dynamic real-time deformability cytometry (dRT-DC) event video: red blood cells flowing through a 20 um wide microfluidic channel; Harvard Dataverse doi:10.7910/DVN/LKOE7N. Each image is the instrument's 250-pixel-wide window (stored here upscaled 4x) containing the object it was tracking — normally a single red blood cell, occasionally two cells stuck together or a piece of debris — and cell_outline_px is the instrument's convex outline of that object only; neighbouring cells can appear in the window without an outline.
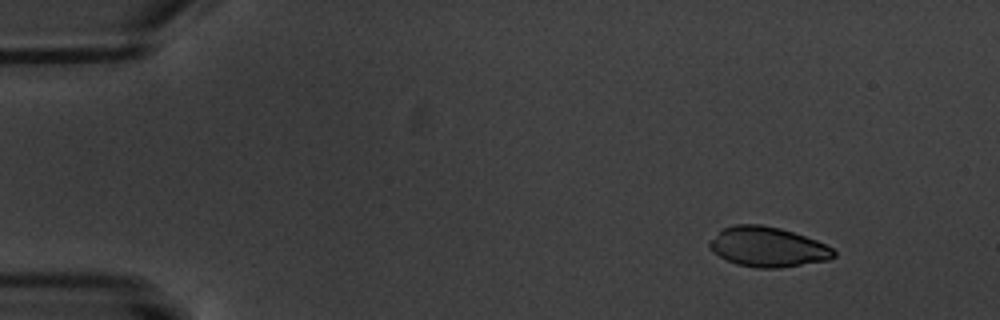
{"species": "common noctule bat (a hibernating species)", "species_latin": "Nyctalus noctula", "temperature_condition": "warm", "stored_images_in_passage": 4, "camera_frame_rate_fps": 3000, "um_per_image_px": 0.085, "animal": {"sex": "male", "body_mass_g": 20.1, "forearm_length_mm": 53.5}, "frame": {"image": 1, "passage_image": 1, "time_ms": 0.0, "image_size_px": [1000, 320], "cell_outline_px": [[836, 256], [828, 260], [780, 268], [756, 268], [736, 264], [712, 252], [708, 244], [708, 240], [720, 228], [736, 224], [760, 224], [780, 228], [816, 240], [832, 248], [836, 252]], "centroid_in_image_um": [65.21, 20.98], "position_along_channel_um": 19.8, "area_um2": 29.07}}